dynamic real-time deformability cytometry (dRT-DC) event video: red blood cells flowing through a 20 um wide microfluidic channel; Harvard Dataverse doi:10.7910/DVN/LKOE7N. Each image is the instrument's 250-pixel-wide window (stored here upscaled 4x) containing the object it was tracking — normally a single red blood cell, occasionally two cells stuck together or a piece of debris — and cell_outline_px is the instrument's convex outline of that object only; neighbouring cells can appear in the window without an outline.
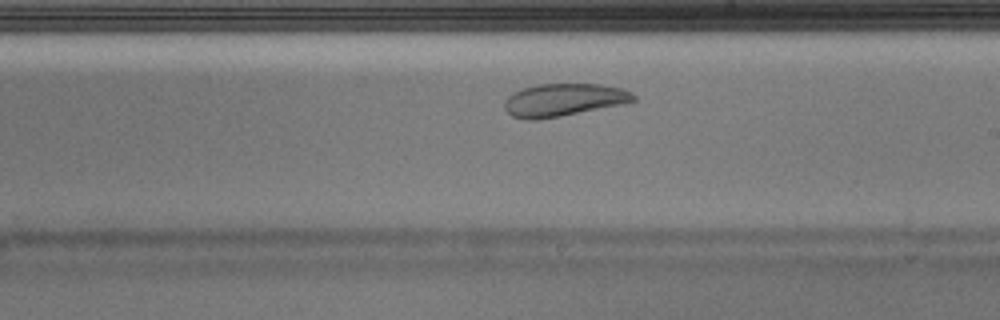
{"species": "Egyptian fruit bat (a non-hibernating species)", "species_latin": "Rousettus aegyptiacus", "temperature_condition": "warm", "stored_images_in_passage": 29, "camera_frame_rate_fps": 3000, "um_per_image_px": 0.085, "animal": {"sex": "male"}, "frame": {"image": 1, "passage_image": 17, "time_ms": 5.333, "image_size_px": [1000, 320], "cell_outline_px": [[636, 100], [624, 104], [560, 116], [536, 120], [524, 120], [512, 116], [504, 108], [504, 100], [512, 92], [524, 88], [540, 84], [600, 84], [624, 88], [632, 92], [636, 96]], "centroid_in_image_um": [47.92, 8.49], "position_along_channel_um": 241.1, "area_um2": 24.74}}